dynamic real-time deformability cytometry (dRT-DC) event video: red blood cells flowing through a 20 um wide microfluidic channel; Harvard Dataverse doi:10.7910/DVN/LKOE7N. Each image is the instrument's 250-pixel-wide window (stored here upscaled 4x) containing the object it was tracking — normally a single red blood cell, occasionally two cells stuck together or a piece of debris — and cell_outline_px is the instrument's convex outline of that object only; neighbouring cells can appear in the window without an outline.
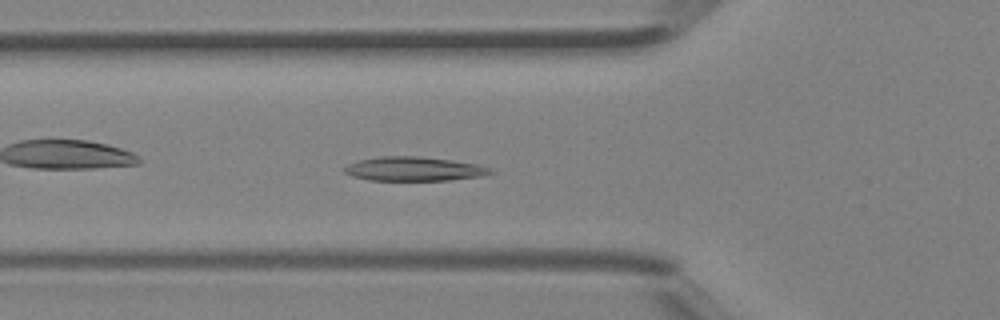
{"species": "Egyptian fruit bat (a non-hibernating species)", "species_latin": "Rousettus aegyptiacus", "temperature_condition": "room temperature", "stored_images_in_passage": 33, "camera_frame_rate_fps": 3000, "um_per_image_px": 0.085, "animal": {"sex": "female"}, "frame": {"image": 1, "passage_image": 4, "time_ms": 1.0, "image_size_px": [1000, 320], "cell_outline_px": [[492, 172], [484, 176], [448, 180], [368, 180], [352, 176], [344, 172], [344, 168], [348, 164], [356, 160], [380, 156], [420, 156], [476, 164], [488, 168]], "centroid_in_image_um": [35.11, 14.35], "position_along_channel_um": 90.7, "area_um2": 20.35}}
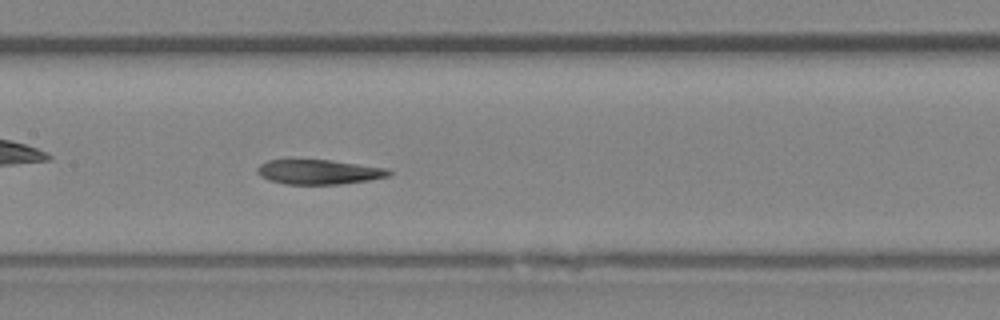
{"frame": {"image": 2, "passage_image": 10, "time_ms": 3.0, "image_size_px": [1000, 320], "cell_outline_px": [[392, 172], [388, 176], [368, 180], [340, 184], [284, 184], [268, 180], [260, 176], [256, 172], [256, 168], [260, 164], [268, 160], [332, 160], [384, 168]], "centroid_in_image_um": [27.03, 14.62], "position_along_channel_um": 180.4, "area_um2": 18.79}}
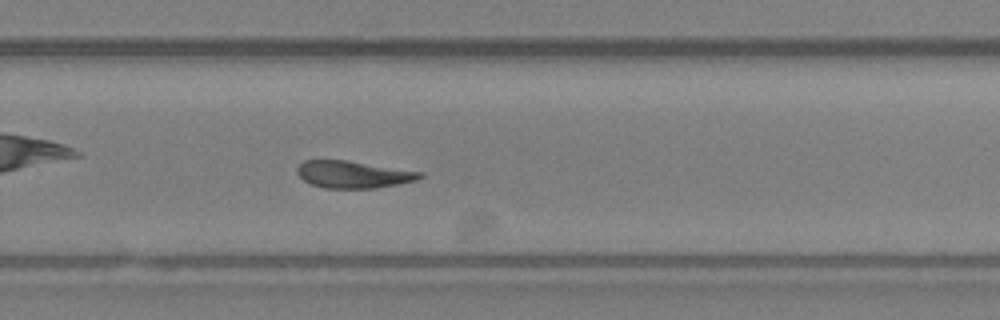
{"frame": {"image": 3, "passage_image": 18, "time_ms": 5.667, "image_size_px": [1000, 320], "cell_outline_px": [[424, 176], [416, 180], [376, 188], [324, 188], [312, 184], [304, 180], [296, 172], [296, 168], [304, 160], [344, 160], [424, 172]], "centroid_in_image_um": [30.02, 14.82], "position_along_channel_um": 299.8, "area_um2": 19.25}}